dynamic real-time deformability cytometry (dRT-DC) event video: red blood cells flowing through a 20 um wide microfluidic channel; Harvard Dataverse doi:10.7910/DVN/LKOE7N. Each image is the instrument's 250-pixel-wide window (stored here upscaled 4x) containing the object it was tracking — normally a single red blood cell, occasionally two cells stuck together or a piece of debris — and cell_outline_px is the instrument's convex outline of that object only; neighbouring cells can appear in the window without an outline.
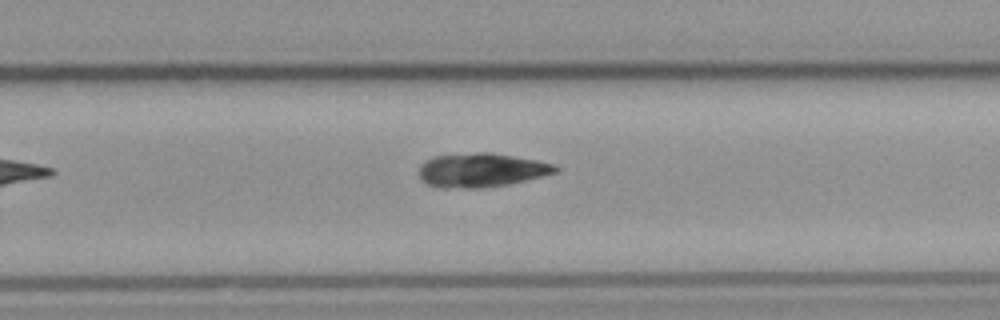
{"species": "common noctule bat (a hibernating species)", "species_latin": "Nyctalus noctula", "temperature_condition": "cold", "stored_images_in_passage": 10, "camera_frame_rate_fps": 3000, "um_per_image_px": 0.085, "animal": {"sex": "male", "body_mass_g": 23.1, "forearm_length_mm": 52.7}, "frame": {"image": 1, "passage_image": 10, "time_ms": 3.0, "image_size_px": [1000, 320], "cell_outline_px": [[560, 168], [556, 172], [508, 184], [484, 188], [440, 188], [428, 184], [420, 180], [420, 164], [432, 156], [476, 152], [488, 152], [536, 160], [556, 164]], "centroid_in_image_um": [40.87, 14.46], "position_along_channel_um": 288.9, "area_um2": 26.99}}